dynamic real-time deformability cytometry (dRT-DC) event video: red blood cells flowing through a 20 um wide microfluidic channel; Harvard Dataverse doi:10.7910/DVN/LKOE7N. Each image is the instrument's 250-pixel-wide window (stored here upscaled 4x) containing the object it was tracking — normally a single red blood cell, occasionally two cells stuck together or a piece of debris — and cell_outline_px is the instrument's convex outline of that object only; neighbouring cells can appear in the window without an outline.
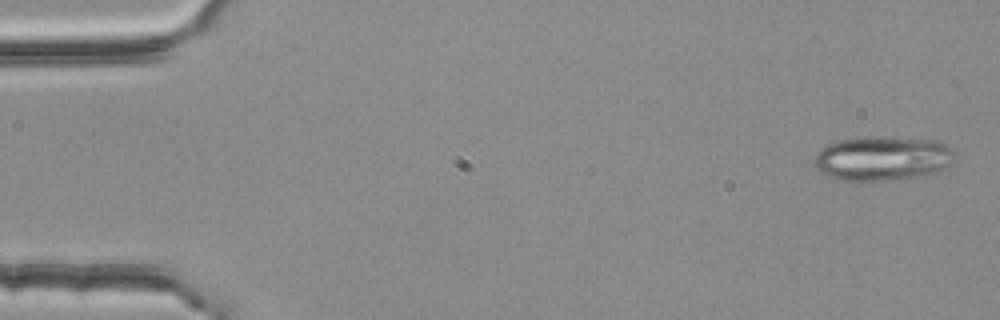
{"species": "common noctule bat (a hibernating species)", "species_latin": "Nyctalus noctula", "temperature_condition": "room temperature", "stored_images_in_passage": 5, "camera_frame_rate_fps": 3000, "um_per_image_px": 0.085, "animal": {"sex": "female", "body_mass_g": 25.1}, "frame": {"image": 1, "passage_image": 5, "time_ms": 1.333, "image_size_px": [1000, 320], "cell_outline_px": [[956, 152], [948, 164], [944, 168], [932, 172], [916, 176], [888, 180], [856, 184], [824, 176], [816, 168], [816, 156], [820, 148], [836, 140], [868, 136], [884, 136], [936, 140], [944, 144]], "centroid_in_image_um": [74.92, 13.47], "position_along_channel_um": 10.1, "area_um2": 36.88}}